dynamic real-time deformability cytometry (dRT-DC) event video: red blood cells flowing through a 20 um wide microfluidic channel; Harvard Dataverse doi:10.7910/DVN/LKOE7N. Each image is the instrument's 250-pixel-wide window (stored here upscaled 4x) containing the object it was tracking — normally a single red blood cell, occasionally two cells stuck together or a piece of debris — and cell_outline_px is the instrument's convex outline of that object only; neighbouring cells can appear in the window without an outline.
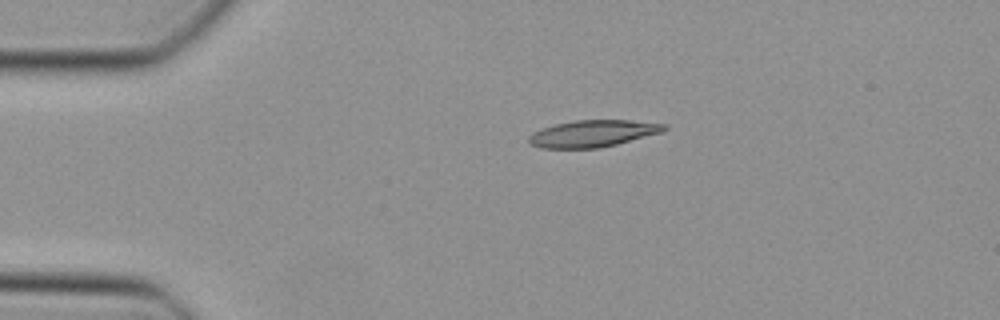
{"species": "Egyptian fruit bat (a non-hibernating species)", "species_latin": "Rousettus aegyptiacus", "temperature_condition": "cold", "stored_images_in_passage": 38, "camera_frame_rate_fps": 3000, "um_per_image_px": 0.085, "animal": {"sex": "female"}, "frame": {"image": 1, "passage_image": 1, "time_ms": 0.0, "image_size_px": [1000, 320], "cell_outline_px": [[668, 128], [660, 132], [616, 144], [600, 148], [540, 148], [532, 144], [528, 140], [528, 136], [532, 132], [540, 128], [556, 124], [576, 120], [628, 120], [668, 124]], "centroid_in_image_um": [50.36, 11.34], "position_along_channel_um": 34.6, "area_um2": 21.04}}
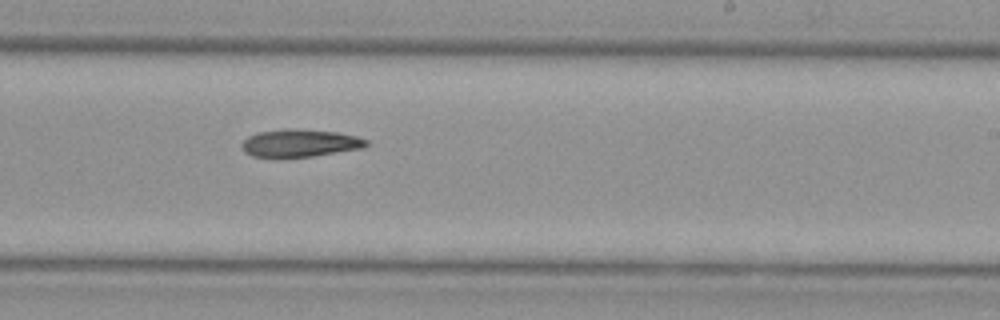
{"frame": {"image": 2, "passage_image": 20, "time_ms": 6.333, "image_size_px": [1000, 320], "cell_outline_px": [[368, 144], [364, 148], [312, 156], [280, 160], [272, 160], [252, 156], [244, 152], [240, 144], [248, 136], [256, 132], [288, 128], [292, 128], [336, 132], [356, 136], [368, 140]], "centroid_in_image_um": [25.41, 12.2], "position_along_channel_um": 263.6, "area_um2": 20.87}}
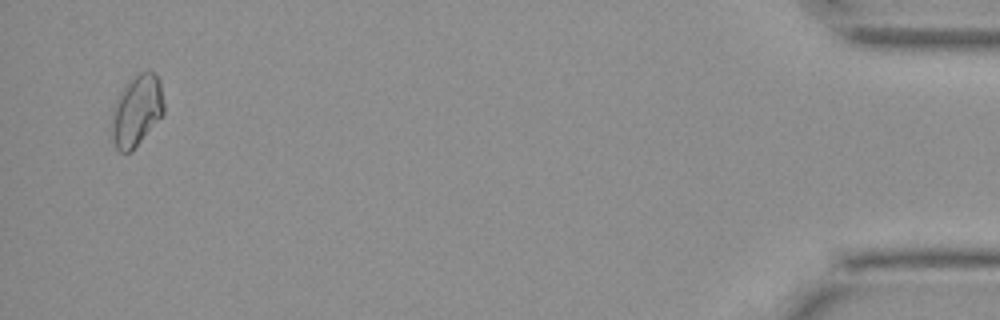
{"frame": {"image": 3, "passage_image": 37, "time_ms": 12.0, "image_size_px": [1000, 320], "cell_outline_px": [[164, 112], [140, 140], [128, 152], [120, 152], [116, 148], [108, 128], [112, 108], [116, 100], [128, 80], [132, 76], [140, 72], [152, 68], [160, 80], [164, 104]], "centroid_in_image_um": [11.57, 9.34], "position_along_channel_um": 423.6, "area_um2": 21.85}}